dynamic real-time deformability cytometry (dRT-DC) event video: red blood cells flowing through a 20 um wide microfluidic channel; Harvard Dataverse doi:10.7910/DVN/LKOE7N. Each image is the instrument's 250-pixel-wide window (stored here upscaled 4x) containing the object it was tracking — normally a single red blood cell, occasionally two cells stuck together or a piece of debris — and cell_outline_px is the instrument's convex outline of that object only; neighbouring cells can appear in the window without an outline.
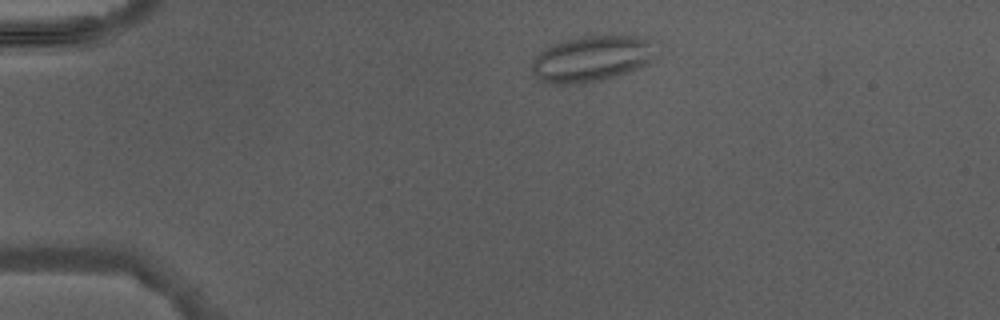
{"species": "Egyptian fruit bat (a non-hibernating species)", "species_latin": "Rousettus aegyptiacus", "temperature_condition": "warm", "stored_images_in_passage": 2, "camera_frame_rate_fps": 3000, "um_per_image_px": 0.085, "animal": {"sex": "male"}, "frame": {"image": 1, "passage_image": 1, "time_ms": 0.0, "image_size_px": [1000, 320], "cell_outline_px": [[652, 60], [648, 64], [628, 72], [616, 76], [584, 84], [544, 84], [532, 72], [532, 60], [544, 48], [552, 44], [564, 40], [604, 32], [644, 36], [648, 40]], "centroid_in_image_um": [50.24, 4.96], "position_along_channel_um": 34.8, "area_um2": 33.81}}